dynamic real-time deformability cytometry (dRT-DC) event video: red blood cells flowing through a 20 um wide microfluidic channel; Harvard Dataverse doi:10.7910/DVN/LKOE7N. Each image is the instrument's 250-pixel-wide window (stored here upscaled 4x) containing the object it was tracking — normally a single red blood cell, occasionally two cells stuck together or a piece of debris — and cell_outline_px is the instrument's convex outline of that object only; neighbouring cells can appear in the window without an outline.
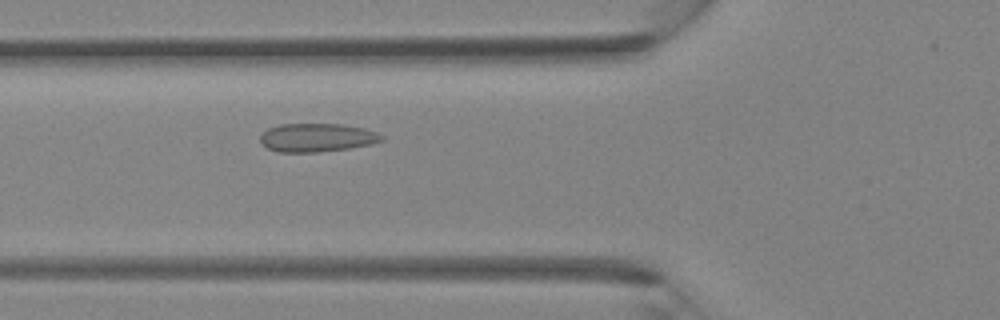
{"species": "Egyptian fruit bat (a non-hibernating species)", "species_latin": "Rousettus aegyptiacus", "temperature_condition": "room temperature", "stored_images_in_passage": 9, "camera_frame_rate_fps": 3000, "um_per_image_px": 0.085, "animal": {"sex": "female"}, "frame": {"image": 1, "passage_image": 4, "time_ms": 1.0, "image_size_px": [1000, 320], "cell_outline_px": [[384, 140], [372, 144], [348, 148], [320, 152], [280, 152], [268, 148], [260, 140], [260, 136], [268, 128], [280, 124], [340, 124], [364, 128], [376, 132], [384, 136]], "centroid_in_image_um": [26.96, 11.69], "position_along_channel_um": 98.8, "area_um2": 20.06}}
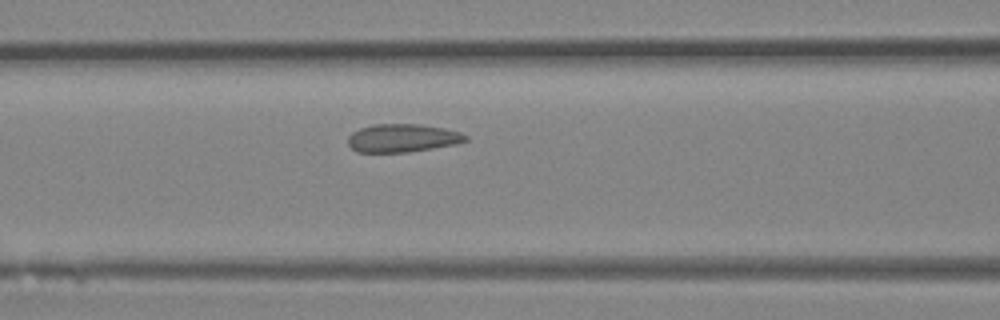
{"frame": {"image": 2, "passage_image": 6, "time_ms": 1.667, "image_size_px": [1000, 320], "cell_outline_px": [[468, 140], [456, 144], [408, 152], [356, 152], [348, 144], [348, 136], [352, 132], [360, 128], [372, 124], [420, 124], [444, 128], [460, 132], [468, 136]], "centroid_in_image_um": [34.2, 11.73], "position_along_channel_um": 132.4, "area_um2": 19.36}}
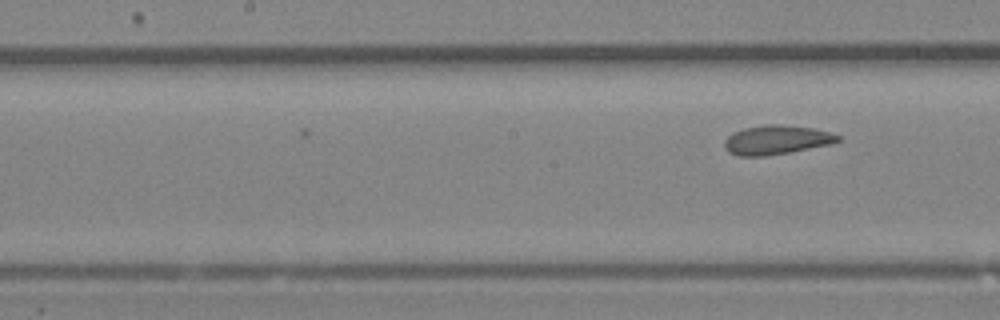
{"frame": {"image": 3, "passage_image": 9, "time_ms": 2.667, "image_size_px": [1000, 320], "cell_outline_px": [[840, 140], [832, 144], [788, 152], [764, 156], [736, 156], [728, 152], [724, 148], [724, 140], [732, 132], [744, 128], [764, 124], [780, 124], [812, 128], [828, 132], [840, 136]], "centroid_in_image_um": [65.94, 11.89], "position_along_channel_um": 182.3, "area_um2": 19.31}}